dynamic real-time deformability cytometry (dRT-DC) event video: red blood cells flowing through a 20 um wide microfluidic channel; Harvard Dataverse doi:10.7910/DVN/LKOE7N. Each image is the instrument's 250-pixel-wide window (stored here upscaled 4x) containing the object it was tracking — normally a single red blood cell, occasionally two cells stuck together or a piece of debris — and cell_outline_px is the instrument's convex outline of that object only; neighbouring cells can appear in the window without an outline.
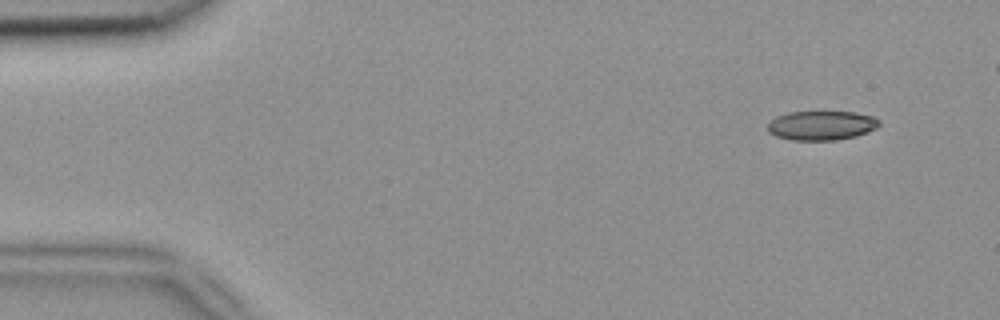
{"species": "common noctule bat (a hibernating species)", "species_latin": "Nyctalus noctula", "temperature_condition": "room temperature", "stored_images_in_passage": 5, "camera_frame_rate_fps": 3000, "um_per_image_px": 0.085, "animal": {"sex": "female", "body_mass_g": 18.4}, "frame": {"image": 1, "passage_image": 5, "time_ms": 1.333, "image_size_px": [1000, 320], "cell_outline_px": [[880, 124], [876, 128], [868, 132], [856, 136], [836, 140], [792, 140], [776, 136], [768, 132], [768, 124], [776, 116], [788, 112], [856, 112], [876, 116], [880, 120]], "centroid_in_image_um": [69.86, 10.66], "position_along_channel_um": 15.1, "area_um2": 19.19}}